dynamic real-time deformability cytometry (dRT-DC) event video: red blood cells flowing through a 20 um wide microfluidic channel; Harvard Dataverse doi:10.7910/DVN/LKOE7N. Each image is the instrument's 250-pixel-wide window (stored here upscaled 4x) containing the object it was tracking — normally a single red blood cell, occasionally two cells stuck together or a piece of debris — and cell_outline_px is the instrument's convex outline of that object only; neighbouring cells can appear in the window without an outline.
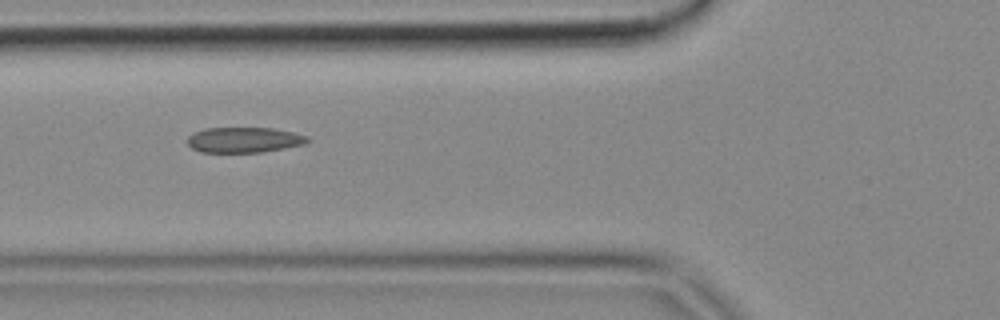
{"species": "common noctule bat (a hibernating species)", "species_latin": "Nyctalus noctula", "temperature_condition": "cold", "stored_images_in_passage": 9, "camera_frame_rate_fps": 3000, "um_per_image_px": 0.085, "animal": {"sex": "female", "body_mass_g": 18.4}, "frame": {"image": 1, "passage_image": 5, "time_ms": 1.333, "image_size_px": [1000, 320], "cell_outline_px": [[308, 140], [304, 144], [284, 148], [260, 152], [200, 152], [192, 148], [188, 144], [188, 136], [192, 132], [204, 128], [272, 128], [292, 132], [308, 136]], "centroid_in_image_um": [20.7, 11.88], "position_along_channel_um": 105.1, "area_um2": 17.69}}
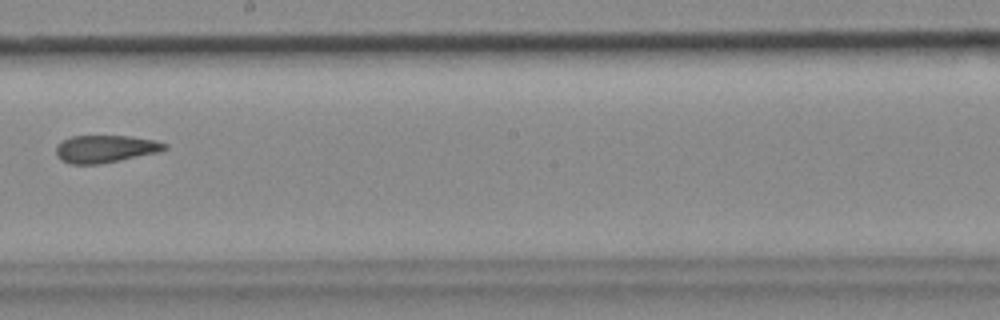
{"frame": {"image": 2, "passage_image": 8, "time_ms": 2.333, "image_size_px": [1000, 320], "cell_outline_px": [[168, 148], [160, 152], [100, 164], [72, 164], [60, 160], [56, 156], [56, 148], [64, 140], [72, 136], [132, 136], [156, 140], [168, 144]], "centroid_in_image_um": [9.0, 12.65], "position_along_channel_um": 239.2, "area_um2": 17.46}}